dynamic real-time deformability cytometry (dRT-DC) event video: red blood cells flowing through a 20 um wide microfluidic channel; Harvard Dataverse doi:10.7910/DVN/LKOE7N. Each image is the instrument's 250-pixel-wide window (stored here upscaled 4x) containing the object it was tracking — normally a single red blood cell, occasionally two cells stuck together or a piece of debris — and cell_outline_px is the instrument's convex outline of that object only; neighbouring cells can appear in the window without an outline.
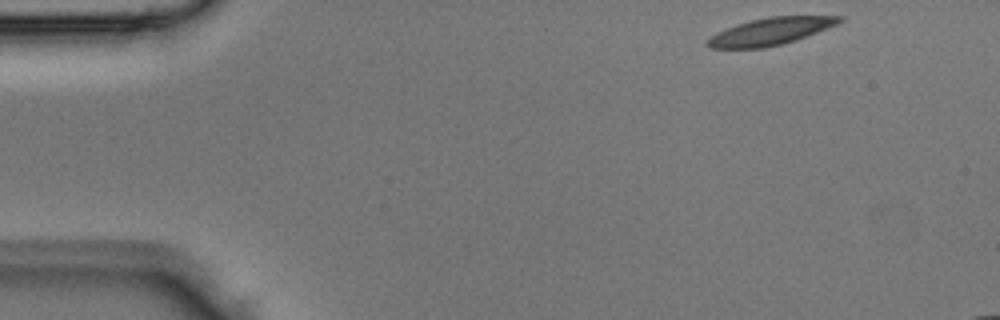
{"species": "Egyptian fruit bat (a non-hibernating species)", "species_latin": "Rousettus aegyptiacus", "temperature_condition": "room temperature", "stored_images_in_passage": 4, "segment_of_instrument_passage": [1, 2], "camera_frame_rate_fps": 3000, "um_per_image_px": 0.085, "animal": {"sex": "male"}, "frame": {"image": 1, "passage_image": 1, "time_ms": 0.0, "image_size_px": [1000, 320], "cell_outline_px": [[844, 20], [836, 24], [796, 40], [764, 48], [708, 48], [704, 44], [716, 32], [736, 24], [768, 16], [844, 16]], "centroid_in_image_um": [65.45, 2.67], "position_along_channel_um": 19.5, "area_um2": 20.69}}